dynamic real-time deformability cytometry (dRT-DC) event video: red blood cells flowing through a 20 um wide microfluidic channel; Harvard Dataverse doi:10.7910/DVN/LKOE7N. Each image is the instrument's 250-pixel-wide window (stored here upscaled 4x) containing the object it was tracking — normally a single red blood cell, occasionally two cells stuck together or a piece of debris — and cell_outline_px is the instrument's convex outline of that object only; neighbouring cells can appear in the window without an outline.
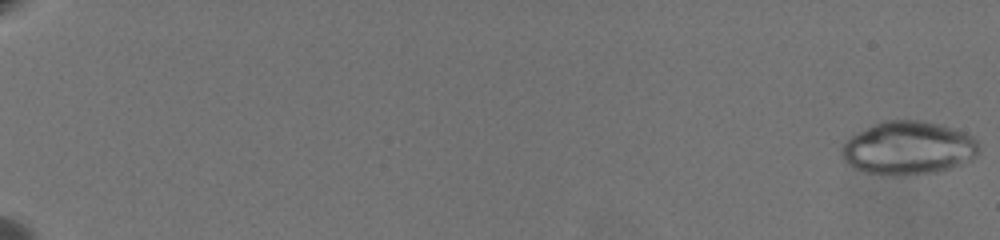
{"species": "common noctule bat (a hibernating species)", "species_latin": "Nyctalus noctula", "temperature_condition": "warm", "stored_images_in_passage": 67, "camera_frame_rate_fps": 3000, "um_per_image_px": 0.085, "animal": {"sex": "female", "body_mass_g": 19.5, "forearm_length_mm": 54.1}, "frame": {"image": 1, "passage_image": 1, "time_ms": 0.0, "image_size_px": [1000, 240], "cell_outline_px": [[980, 152], [972, 160], [936, 172], [888, 176], [868, 172], [856, 168], [848, 164], [840, 156], [840, 148], [856, 132], [872, 124], [884, 120], [924, 120], [944, 124], [964, 132], [972, 136], [976, 140], [980, 148]], "centroid_in_image_um": [77.21, 12.56], "position_along_channel_um": 7.8, "area_um2": 43.0}}
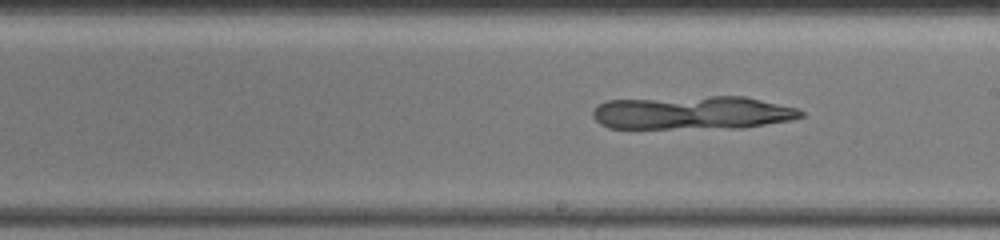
{"frame": {"image": 2, "passage_image": 42, "time_ms": 13.667, "image_size_px": [1000, 240], "cell_outline_px": [[804, 116], [792, 120], [744, 128], [608, 128], [600, 124], [592, 116], [592, 112], [600, 104], [608, 100], [708, 96], [744, 96], [796, 108], [804, 112]], "centroid_in_image_um": [58.88, 9.59], "position_along_channel_um": 230.1, "area_um2": 40.63}}
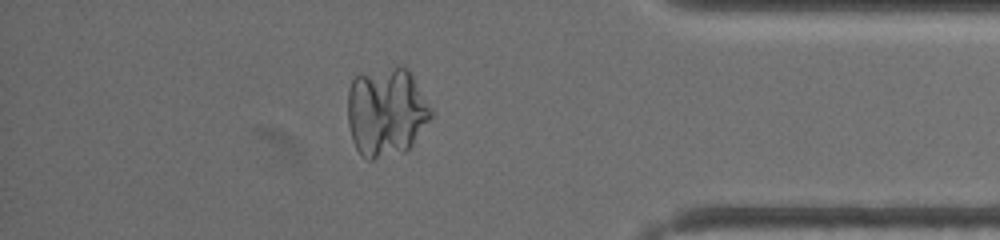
{"frame": {"image": 3, "passage_image": 59, "time_ms": 19.333, "image_size_px": [1000, 240], "cell_outline_px": [[432, 116], [412, 144], [404, 152], [372, 160], [368, 160], [356, 148], [352, 140], [348, 124], [348, 88], [352, 80], [356, 76], [396, 68], [408, 68], [432, 108]], "centroid_in_image_um": [32.83, 9.55], "position_along_channel_um": 402.4, "area_um2": 42.71}}